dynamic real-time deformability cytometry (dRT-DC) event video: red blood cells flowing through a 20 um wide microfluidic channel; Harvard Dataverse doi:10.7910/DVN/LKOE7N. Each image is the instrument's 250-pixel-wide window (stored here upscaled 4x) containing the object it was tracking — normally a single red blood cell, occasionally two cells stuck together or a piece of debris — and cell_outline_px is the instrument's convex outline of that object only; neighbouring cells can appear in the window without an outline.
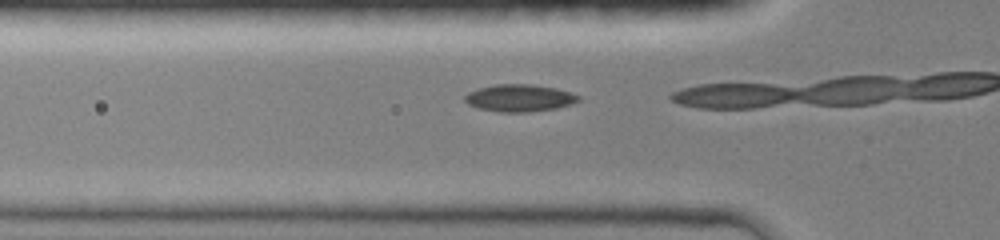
{"species": "common noctule bat (a hibernating species)", "species_latin": "Nyctalus noctula", "temperature_condition": "room temperature", "stored_images_in_passage": 11, "camera_frame_rate_fps": 3000, "um_per_image_px": 0.085, "animal": {"sex": "female", "body_mass_g": 19.0, "forearm_length_mm": 51.5}, "frame": {"image": 1, "passage_image": 10, "time_ms": 3.0, "image_size_px": [1000, 240], "cell_outline_px": [[580, 100], [556, 108], [528, 112], [500, 112], [480, 108], [468, 104], [464, 100], [464, 96], [468, 92], [480, 88], [496, 84], [532, 84], [556, 88], [580, 96]], "centroid_in_image_um": [44.13, 8.32], "position_along_channel_um": 81.7, "area_um2": 17.8}}